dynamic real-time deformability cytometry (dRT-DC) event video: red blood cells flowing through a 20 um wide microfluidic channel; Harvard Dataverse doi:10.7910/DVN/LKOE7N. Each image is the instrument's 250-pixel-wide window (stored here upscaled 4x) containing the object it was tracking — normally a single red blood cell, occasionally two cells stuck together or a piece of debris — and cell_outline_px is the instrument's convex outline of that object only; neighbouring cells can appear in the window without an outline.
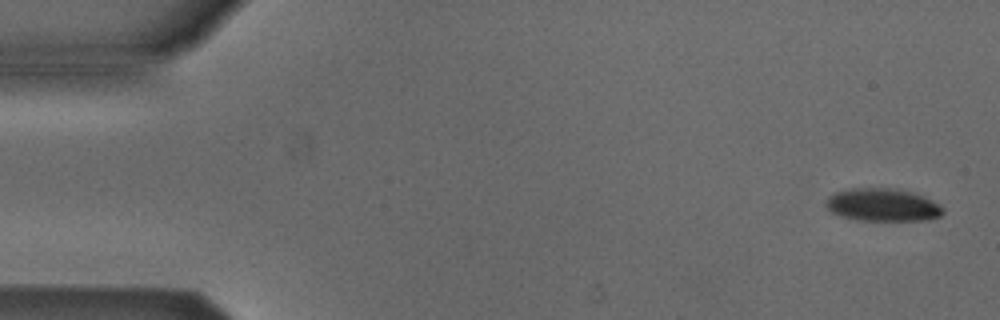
{"species": "Egyptian fruit bat (a non-hibernating species)", "species_latin": "Rousettus aegyptiacus", "temperature_condition": "cold", "stored_images_in_passage": 4, "camera_frame_rate_fps": 3000, "um_per_image_px": 0.085, "animal": {"sex": "male"}, "frame": {"image": 1, "passage_image": 1, "time_ms": 0.0, "image_size_px": [1000, 320], "cell_outline_px": [[944, 212], [940, 216], [924, 220], [856, 220], [840, 216], [832, 212], [824, 204], [828, 196], [832, 192], [848, 188], [892, 188], [912, 192], [924, 196], [940, 204], [944, 208]], "centroid_in_image_um": [74.99, 17.4], "position_along_channel_um": 10.0, "area_um2": 22.6}}
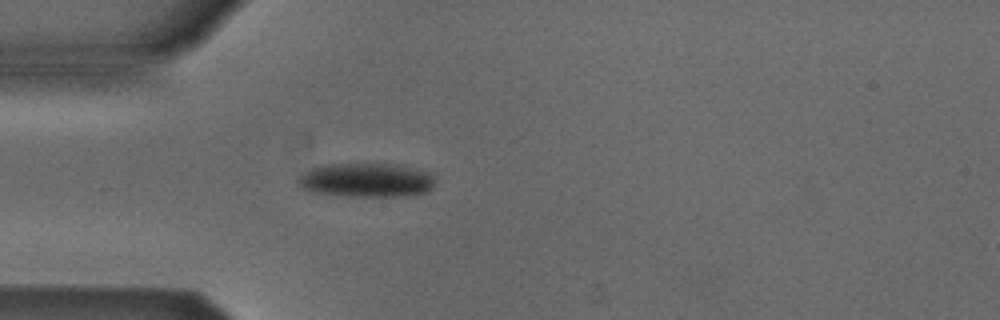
{"frame": {"image": 2, "passage_image": 4, "time_ms": 4.333, "image_size_px": [1000, 320], "cell_outline_px": [[432, 188], [424, 192], [404, 196], [344, 196], [308, 192], [300, 188], [296, 184], [296, 180], [304, 172], [312, 168], [324, 164], [404, 164], [428, 172], [432, 176]], "centroid_in_image_um": [31.06, 15.31], "position_along_channel_um": 53.9, "area_um2": 27.46}}